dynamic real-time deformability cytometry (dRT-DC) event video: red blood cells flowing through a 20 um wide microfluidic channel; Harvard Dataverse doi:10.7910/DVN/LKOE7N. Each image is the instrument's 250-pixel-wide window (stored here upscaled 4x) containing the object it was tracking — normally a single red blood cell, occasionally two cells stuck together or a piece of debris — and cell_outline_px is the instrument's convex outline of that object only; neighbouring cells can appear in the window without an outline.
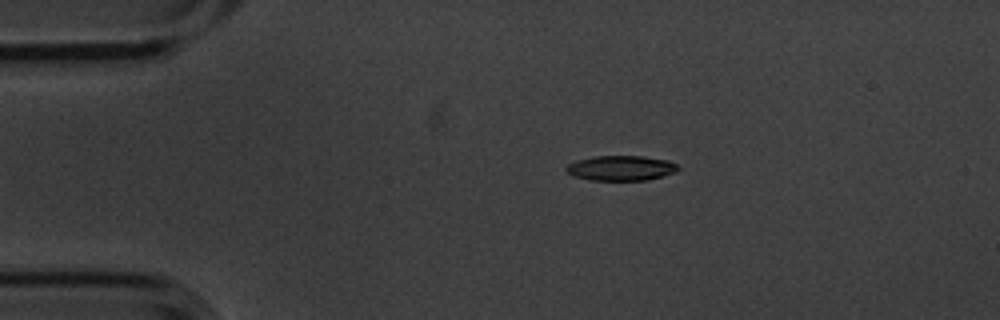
{"species": "common noctule bat (a hibernating species)", "species_latin": "Nyctalus noctula", "temperature_condition": "cold", "stored_images_in_passage": 3, "camera_frame_rate_fps": 3000, "um_per_image_px": 0.085, "animal": {"sex": "male", "body_mass_g": 20.1, "forearm_length_mm": 53.5}, "frame": {"image": 1, "passage_image": 1, "time_ms": 0.0, "image_size_px": [1000, 320], "cell_outline_px": [[680, 168], [676, 172], [644, 180], [592, 180], [572, 176], [564, 168], [568, 164], [576, 160], [592, 156], [640, 156], [668, 160], [676, 164]], "centroid_in_image_um": [52.74, 14.28], "position_along_channel_um": 32.3, "area_um2": 16.24}}
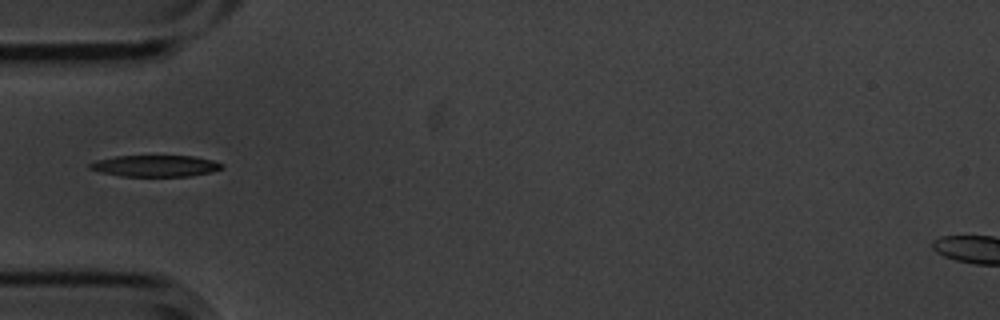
{"frame": {"image": 2, "passage_image": 3, "time_ms": 0.667, "image_size_px": [1000, 320], "cell_outline_px": [[224, 168], [212, 172], [188, 176], [120, 176], [100, 172], [88, 168], [88, 164], [96, 160], [116, 156], [192, 156], [212, 160], [224, 164]], "centroid_in_image_um": [13.2, 14.1], "position_along_channel_um": 71.8, "area_um2": 16.53}}